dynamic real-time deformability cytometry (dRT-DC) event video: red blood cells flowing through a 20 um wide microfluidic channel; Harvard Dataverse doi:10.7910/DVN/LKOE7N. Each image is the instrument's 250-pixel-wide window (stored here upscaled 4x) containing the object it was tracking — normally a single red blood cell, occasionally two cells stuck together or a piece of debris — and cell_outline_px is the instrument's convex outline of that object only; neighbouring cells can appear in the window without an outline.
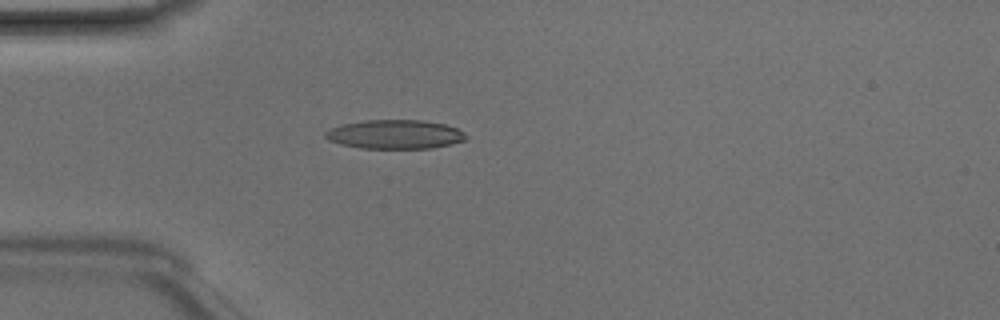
{"species": "Egyptian fruit bat (a non-hibernating species)", "species_latin": "Rousettus aegyptiacus", "temperature_condition": "room temperature", "stored_images_in_passage": 45, "camera_frame_rate_fps": 3000, "um_per_image_px": 0.085, "animal": {"sex": "male"}, "frame": {"image": 1, "passage_image": 11, "time_ms": 3.333, "image_size_px": [1000, 320], "cell_outline_px": [[464, 140], [452, 144], [432, 148], [360, 148], [340, 144], [328, 140], [324, 136], [324, 132], [332, 128], [344, 124], [364, 120], [420, 120], [444, 124], [456, 128], [464, 132]], "centroid_in_image_um": [33.54, 11.42], "position_along_channel_um": 51.5, "area_um2": 23.58}}
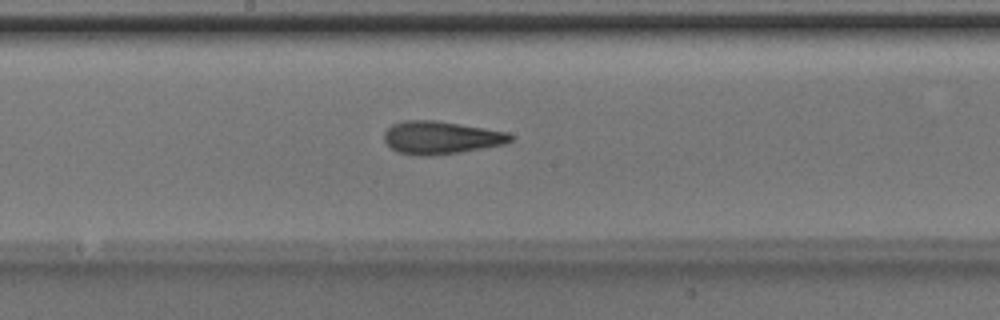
{"frame": {"image": 2, "passage_image": 23, "time_ms": 7.333, "image_size_px": [1000, 320], "cell_outline_px": [[512, 140], [504, 144], [456, 152], [420, 156], [396, 152], [384, 140], [384, 132], [392, 124], [404, 120], [436, 120], [508, 132], [512, 136]], "centroid_in_image_um": [37.44, 11.68], "position_along_channel_um": 210.8, "area_um2": 23.81}}
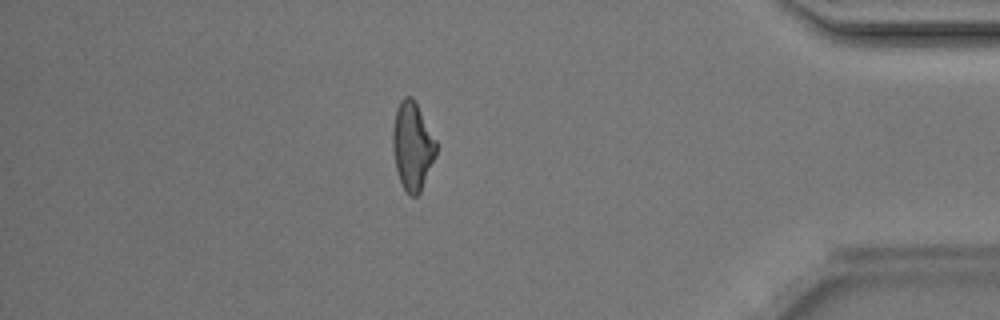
{"frame": {"image": 3, "passage_image": 39, "time_ms": 12.667, "image_size_px": [1000, 320], "cell_outline_px": [[436, 156], [420, 192], [416, 196], [408, 196], [400, 180], [396, 168], [392, 148], [392, 128], [396, 108], [400, 100], [404, 96], [412, 96], [436, 140]], "centroid_in_image_um": [35.04, 12.4], "position_along_channel_um": 400.2, "area_um2": 22.25}, "authors_computed_cell_mechanics": {"area_um2": 23.0044, "velocity_mm_per_s": 4.2438, "shape_relaxation_time_tau1_ms": 2.3014, "shape_relaxation_time_tau2_ms": 1.7502, "deformation_change_tau1": 0.1535, "deformation_change_tau2": 0.1256}}